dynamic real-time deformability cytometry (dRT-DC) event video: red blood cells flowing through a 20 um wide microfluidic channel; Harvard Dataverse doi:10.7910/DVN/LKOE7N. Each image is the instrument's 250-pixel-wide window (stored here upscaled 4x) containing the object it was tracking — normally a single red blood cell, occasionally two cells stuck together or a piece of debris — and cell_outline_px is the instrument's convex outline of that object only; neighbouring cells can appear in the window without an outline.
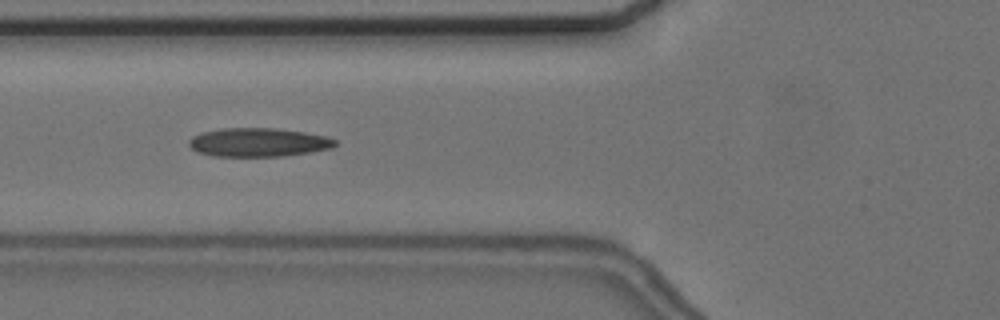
{"species": "common noctule bat (a hibernating species)", "species_latin": "Nyctalus noctula", "temperature_condition": "cold", "stored_images_in_passage": 43, "camera_frame_rate_fps": 3000, "um_per_image_px": 0.085, "animal": {"sex": "female", "body_mass_g": 24.6, "forearm_length_mm": 56.2}, "frame": {"image": 1, "passage_image": 8, "time_ms": 2.333, "image_size_px": [1000, 320], "cell_outline_px": [[336, 144], [332, 148], [284, 156], [212, 156], [196, 152], [188, 144], [188, 140], [192, 136], [200, 132], [224, 128], [276, 128], [304, 132], [328, 136], [336, 140]], "centroid_in_image_um": [21.93, 12.09], "position_along_channel_um": 103.9, "area_um2": 24.57}}
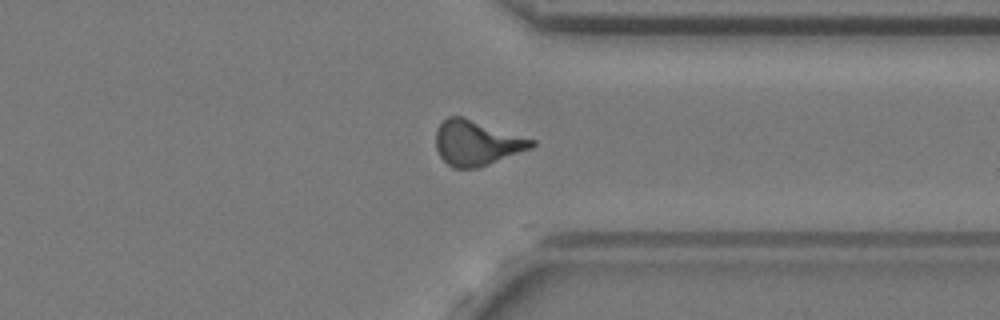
{"frame": {"image": 2, "passage_image": 30, "time_ms": 9.667, "image_size_px": [1000, 320], "cell_outline_px": [[536, 144], [532, 148], [480, 168], [452, 168], [440, 156], [436, 148], [436, 128], [448, 116], [464, 116], [536, 140]], "centroid_in_image_um": [40.53, 12.14], "position_along_channel_um": 370.9, "area_um2": 25.43}}
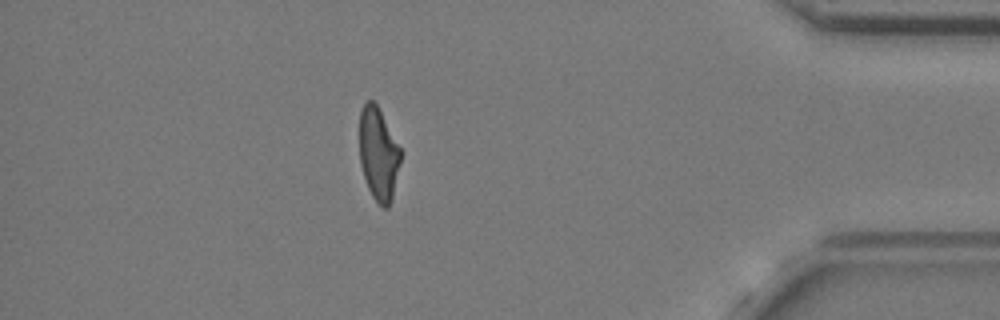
{"frame": {"image": 3, "passage_image": 36, "time_ms": 11.667, "image_size_px": [1000, 320], "cell_outline_px": [[400, 160], [392, 196], [388, 208], [384, 208], [372, 196], [368, 188], [360, 164], [360, 108], [368, 100], [372, 100], [376, 104], [400, 148]], "centroid_in_image_um": [32.14, 13.08], "position_along_channel_um": 403.1, "area_um2": 21.68}, "authors_computed_cell_mechanics": {"area_um2": 23.7558, "velocity_mm_per_s": 3.6593, "shape_relaxation_time_tau1_ms": null, "shape_relaxation_time_tau2_ms": 2.255, "deformation_change_tau1": null, "deformation_change_tau2": 0.0944}}